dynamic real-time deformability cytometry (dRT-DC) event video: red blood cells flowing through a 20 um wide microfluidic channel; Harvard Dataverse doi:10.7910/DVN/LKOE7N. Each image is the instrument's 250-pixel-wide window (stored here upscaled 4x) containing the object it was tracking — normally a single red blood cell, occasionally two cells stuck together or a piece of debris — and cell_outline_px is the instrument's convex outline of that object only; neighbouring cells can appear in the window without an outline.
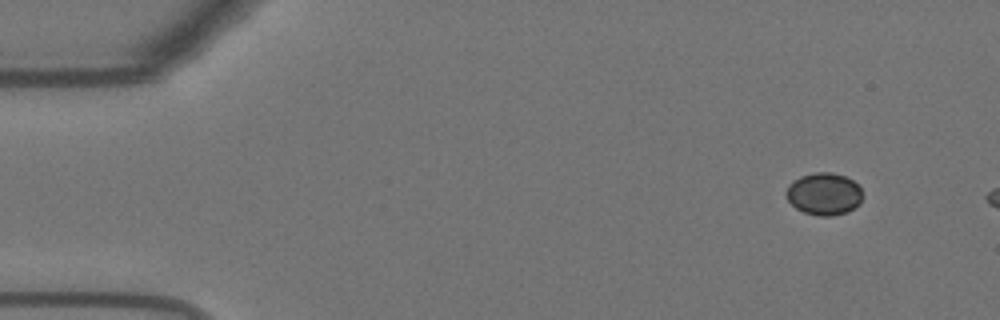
{"species": "Egyptian fruit bat (a non-hibernating species)", "species_latin": "Rousettus aegyptiacus", "temperature_condition": "warm", "stored_images_in_passage": 48, "camera_frame_rate_fps": 3000, "um_per_image_px": 0.085, "animal": {"sex": "female"}, "frame": {"image": 1, "passage_image": 1, "time_ms": 0.0, "image_size_px": [1000, 320], "cell_outline_px": [[864, 196], [860, 204], [848, 212], [832, 216], [816, 216], [804, 212], [796, 208], [788, 200], [784, 192], [788, 184], [792, 180], [800, 176], [816, 172], [832, 172], [844, 176], [852, 180], [860, 188]], "centroid_in_image_um": [70.03, 16.49], "position_along_channel_um": 15.0, "area_um2": 19.13}}
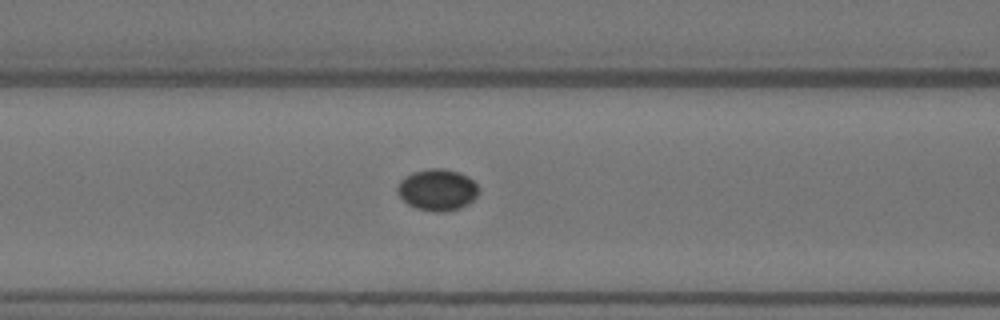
{"frame": {"image": 2, "passage_image": 19, "time_ms": 6.0, "image_size_px": [1000, 320], "cell_outline_px": [[476, 196], [468, 204], [460, 208], [444, 212], [436, 212], [416, 208], [408, 204], [396, 192], [396, 188], [400, 180], [404, 176], [412, 172], [428, 168], [444, 168], [460, 172], [468, 176], [476, 184]], "centroid_in_image_um": [37.14, 16.12], "position_along_channel_um": 129.5, "area_um2": 19.71}}
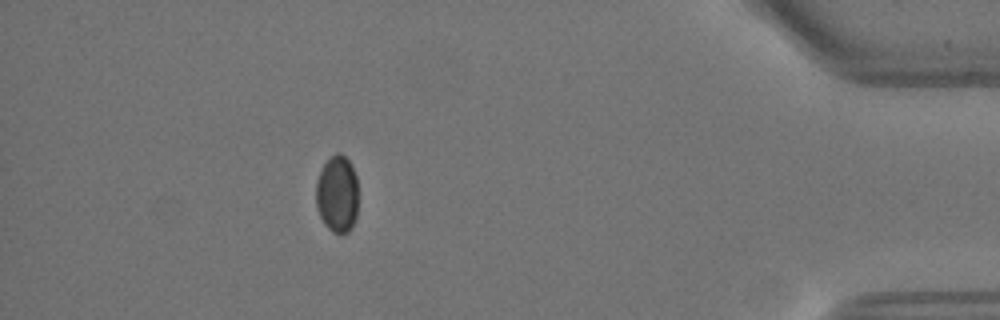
{"frame": {"image": 3, "passage_image": 46, "time_ms": 15.0, "image_size_px": [1000, 320], "cell_outline_px": [[356, 216], [352, 228], [348, 232], [340, 236], [332, 232], [324, 224], [316, 208], [316, 180], [320, 168], [336, 152], [340, 152], [352, 164], [356, 176]], "centroid_in_image_um": [28.64, 16.52], "position_along_channel_um": 406.6, "area_um2": 19.25}, "authors_computed_cell_mechanics": {"area_um2": 19.363, "velocity_mm_per_s": 3.6479, "shape_relaxation_time_tau1_ms": 6.47, "shape_relaxation_time_tau2_ms": null, "deformation_change_tau1": 0.0365, "deformation_change_tau2": null}}